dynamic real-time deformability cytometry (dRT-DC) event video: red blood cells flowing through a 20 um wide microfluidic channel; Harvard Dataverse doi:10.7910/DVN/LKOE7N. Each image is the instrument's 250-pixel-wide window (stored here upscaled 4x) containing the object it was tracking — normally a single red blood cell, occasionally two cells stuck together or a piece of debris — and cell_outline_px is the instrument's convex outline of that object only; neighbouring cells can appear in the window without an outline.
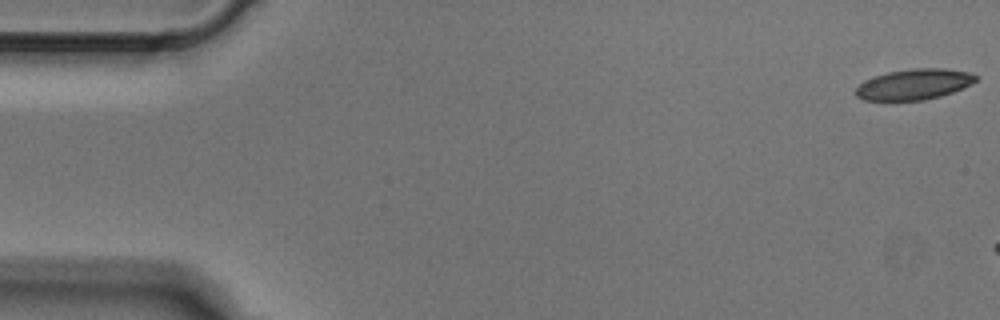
{"species": "Egyptian fruit bat (a non-hibernating species)", "species_latin": "Rousettus aegyptiacus", "temperature_condition": "cold", "stored_images_in_passage": 5, "camera_frame_rate_fps": 3000, "um_per_image_px": 0.085, "animal": {"sex": "male"}, "frame": {"image": 1, "passage_image": 1, "time_ms": 0.0, "image_size_px": [1000, 320], "cell_outline_px": [[980, 76], [972, 84], [952, 92], [940, 96], [924, 100], [864, 100], [856, 96], [852, 92], [864, 80], [888, 72], [912, 68], [944, 68], [968, 72]], "centroid_in_image_um": [77.69, 7.16], "position_along_channel_um": 7.3, "area_um2": 21.5}}
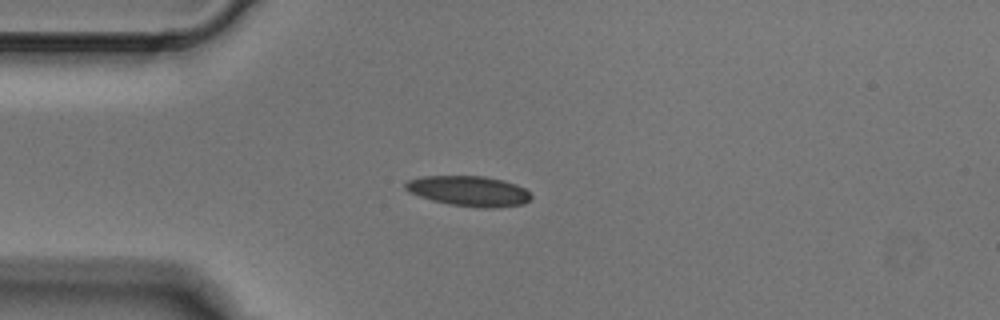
{"frame": {"image": 2, "passage_image": 5, "time_ms": 1.333, "image_size_px": [1000, 320], "cell_outline_px": [[532, 196], [524, 204], [496, 208], [484, 208], [448, 204], [432, 200], [408, 192], [404, 188], [404, 184], [408, 180], [424, 176], [484, 176], [504, 180], [516, 184], [524, 188]], "centroid_in_image_um": [39.85, 16.24], "position_along_channel_um": 45.1, "area_um2": 22.2}}